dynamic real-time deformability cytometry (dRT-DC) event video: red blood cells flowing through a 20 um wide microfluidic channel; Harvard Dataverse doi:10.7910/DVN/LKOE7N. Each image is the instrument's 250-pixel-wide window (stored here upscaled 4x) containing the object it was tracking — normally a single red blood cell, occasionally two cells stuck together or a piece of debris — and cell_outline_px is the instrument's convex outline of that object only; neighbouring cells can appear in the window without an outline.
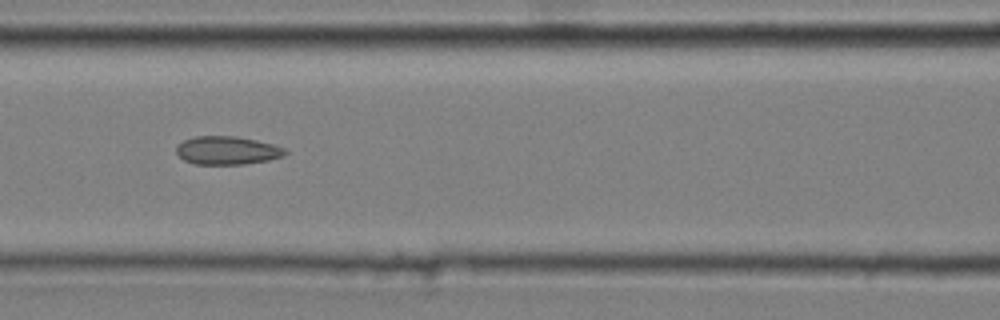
{"species": "common noctule bat (a hibernating species)", "species_latin": "Nyctalus noctula", "temperature_condition": "cold", "stored_images_in_passage": 23, "camera_frame_rate_fps": 3000, "um_per_image_px": 0.085, "animal": {"sex": "male", "body_mass_g": 20.4}, "frame": {"image": 1, "passage_image": 7, "time_ms": 2.0, "image_size_px": [1000, 320], "cell_outline_px": [[288, 152], [284, 156], [268, 160], [244, 164], [196, 164], [184, 160], [176, 152], [176, 144], [184, 140], [196, 136], [236, 136], [256, 140], [272, 144], [284, 148]], "centroid_in_image_um": [19.3, 12.78], "position_along_channel_um": 147.3, "area_um2": 17.92}}
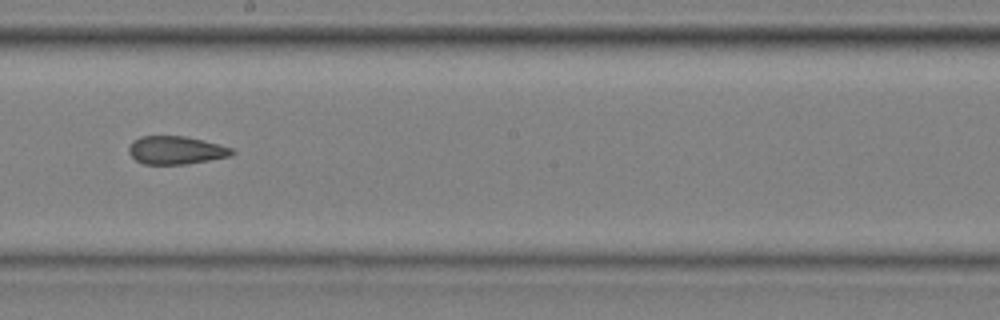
{"frame": {"image": 2, "passage_image": 14, "time_ms": 4.333, "image_size_px": [1000, 320], "cell_outline_px": [[236, 152], [232, 156], [188, 164], [144, 164], [136, 160], [128, 152], [128, 148], [140, 136], [184, 136], [232, 148]], "centroid_in_image_um": [14.97, 12.78], "position_along_channel_um": 233.2, "area_um2": 16.7}}
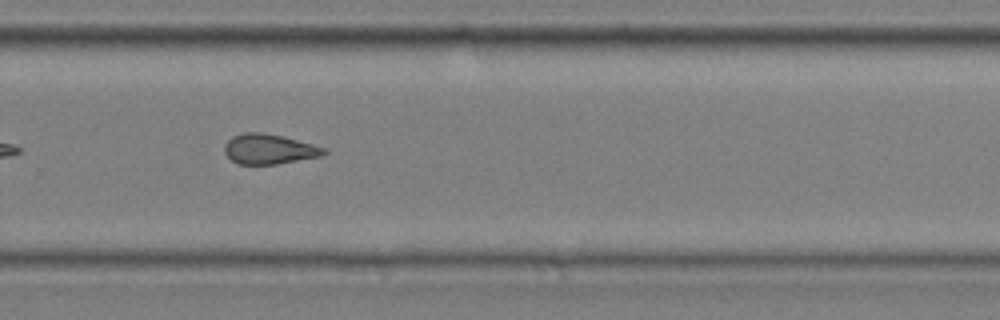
{"frame": {"image": 3, "passage_image": 20, "time_ms": 6.333, "image_size_px": [1000, 320], "cell_outline_px": [[328, 152], [320, 156], [276, 164], [240, 164], [232, 160], [224, 152], [224, 144], [232, 136], [244, 132], [264, 132], [284, 136], [328, 148]], "centroid_in_image_um": [22.89, 12.65], "position_along_channel_um": 306.9, "area_um2": 17.51}}